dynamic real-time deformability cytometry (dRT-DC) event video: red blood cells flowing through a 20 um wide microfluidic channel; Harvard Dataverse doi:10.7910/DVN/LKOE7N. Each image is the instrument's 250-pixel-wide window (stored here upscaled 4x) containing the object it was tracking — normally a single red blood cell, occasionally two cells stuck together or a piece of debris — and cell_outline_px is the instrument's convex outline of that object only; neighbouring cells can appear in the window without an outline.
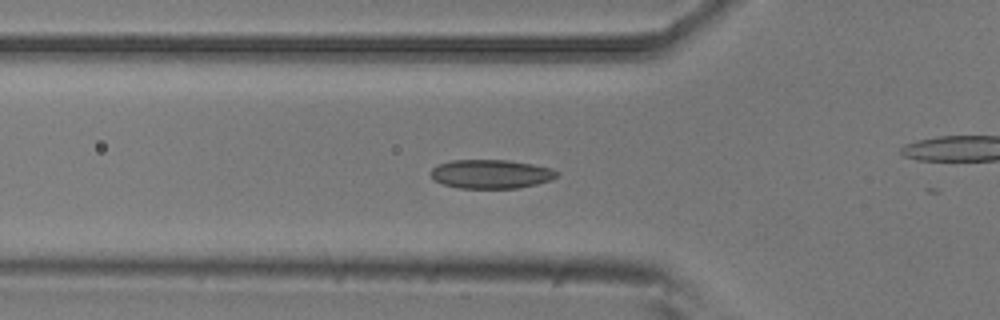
{"species": "common noctule bat (a hibernating species)", "species_latin": "Nyctalus noctula", "temperature_condition": "room temperature", "stored_images_in_passage": 17, "camera_frame_rate_fps": 3000, "um_per_image_px": 0.085, "animal": {"sex": "male", "body_mass_g": 20.5, "forearm_length_mm": 52.5}, "frame": {"image": 1, "passage_image": 16, "time_ms": 5.0, "image_size_px": [1000, 320], "cell_outline_px": [[560, 172], [552, 180], [520, 188], [460, 188], [444, 184], [436, 180], [432, 176], [432, 168], [440, 164], [452, 160], [508, 160], [532, 164], [552, 168]], "centroid_in_image_um": [41.79, 14.79], "position_along_channel_um": 84.0, "area_um2": 21.1}}